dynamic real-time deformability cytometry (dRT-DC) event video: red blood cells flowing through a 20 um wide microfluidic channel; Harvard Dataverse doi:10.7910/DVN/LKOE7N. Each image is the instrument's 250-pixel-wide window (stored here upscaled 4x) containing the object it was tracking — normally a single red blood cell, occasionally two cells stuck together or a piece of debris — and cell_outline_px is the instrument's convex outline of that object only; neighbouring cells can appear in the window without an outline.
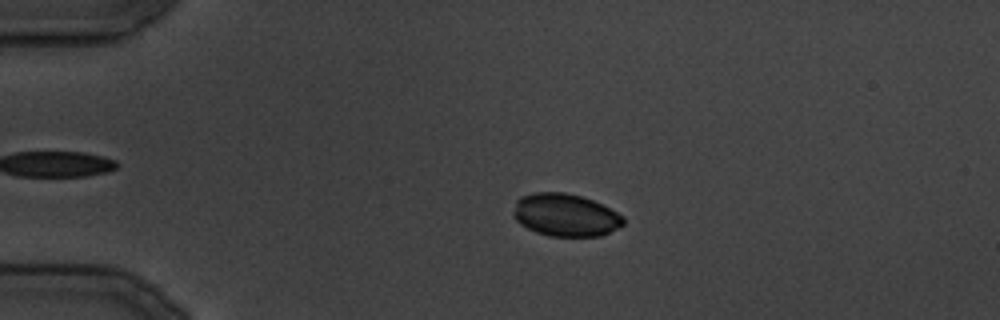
{"species": "common noctule bat (a hibernating species)", "species_latin": "Nyctalus noctula", "temperature_condition": "cold", "stored_images_in_passage": 14, "camera_frame_rate_fps": 3000, "um_per_image_px": 0.085, "animal": {"sex": "male", "body_mass_g": 19.5, "forearm_length_mm": 54.6}, "frame": {"image": 1, "passage_image": 8, "time_ms": 8.667, "image_size_px": [1000, 320], "cell_outline_px": [[624, 224], [600, 236], [548, 236], [536, 232], [520, 224], [512, 216], [512, 212], [516, 200], [520, 196], [532, 192], [564, 192], [580, 196], [592, 200], [624, 216]], "centroid_in_image_um": [48.0, 18.27], "position_along_channel_um": 37.0, "area_um2": 27.34}}
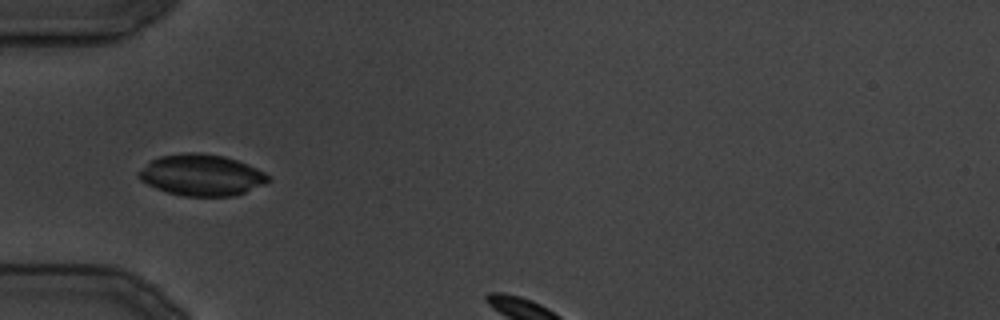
{"frame": {"image": 2, "passage_image": 12, "time_ms": 13.333, "image_size_px": [1000, 320], "cell_outline_px": [[272, 180], [264, 184], [236, 196], [184, 196], [168, 192], [156, 188], [140, 180], [136, 176], [136, 172], [152, 160], [160, 156], [188, 152], [196, 152], [224, 156], [248, 164], [264, 172]], "centroid_in_image_um": [17.12, 14.88], "position_along_channel_um": 67.9, "area_um2": 31.15}}